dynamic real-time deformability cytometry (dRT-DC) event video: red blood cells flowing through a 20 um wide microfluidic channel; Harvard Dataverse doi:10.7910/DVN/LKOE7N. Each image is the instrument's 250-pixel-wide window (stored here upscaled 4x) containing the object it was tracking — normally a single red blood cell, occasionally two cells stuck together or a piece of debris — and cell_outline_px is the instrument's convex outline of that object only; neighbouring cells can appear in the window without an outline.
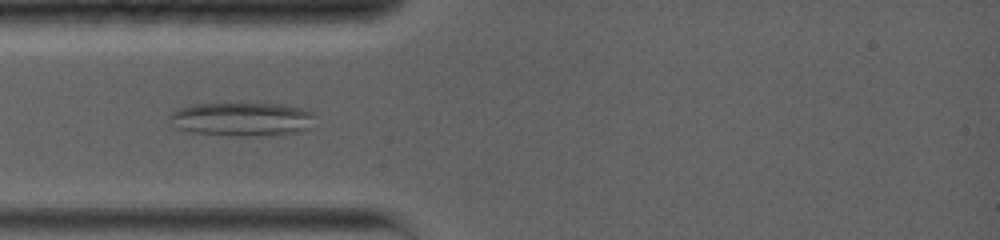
{"species": "common noctule bat (a hibernating species)", "species_latin": "Nyctalus noctula", "temperature_condition": "warm", "stored_images_in_passage": 43, "camera_frame_rate_fps": 5000, "um_per_image_px": 0.085, "animal": {"sex": "female", "body_mass_g": 19.0, "forearm_length_mm": 56.7}, "frame": {"image": 1, "passage_image": 7, "time_ms": 3.8, "image_size_px": [1000, 240], "cell_outline_px": [[316, 112], [308, 128], [296, 132], [256, 136], [244, 136], [188, 132], [176, 128], [168, 120], [168, 116], [176, 108], [192, 104], [280, 104], [300, 108]], "centroid_in_image_um": [20.49, 10.12], "position_along_channel_um": 64.5, "area_um2": 28.5}}
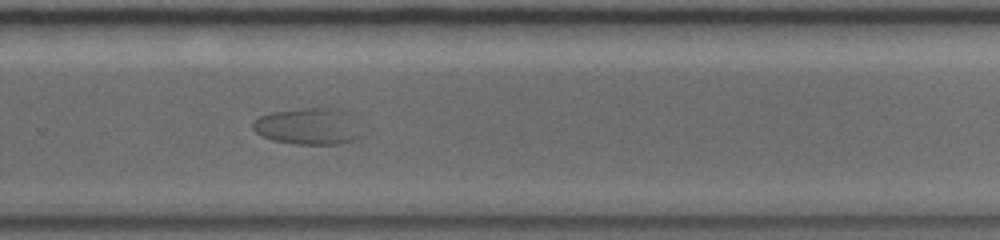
{"frame": {"image": 2, "passage_image": 18, "time_ms": 10.6, "image_size_px": [1000, 240], "cell_outline_px": [[368, 132], [364, 136], [352, 140], [336, 144], [296, 144], [272, 140], [260, 136], [252, 128], [252, 120], [260, 116], [272, 112], [304, 108], [336, 108], [344, 112]], "centroid_in_image_um": [26.23, 10.75], "position_along_channel_um": 303.6, "area_um2": 23.47}}
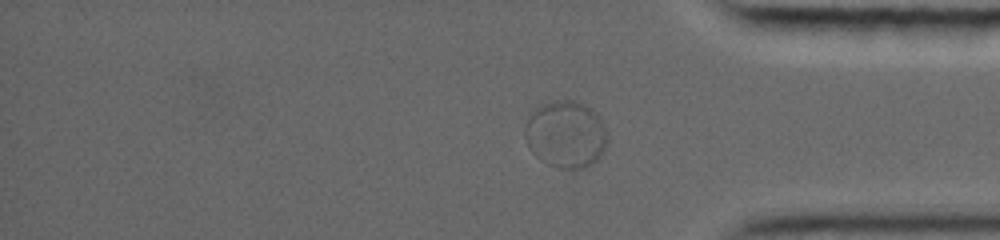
{"frame": {"image": 3, "passage_image": 28, "time_ms": 13.2, "image_size_px": [1000, 240], "cell_outline_px": [[608, 140], [600, 156], [592, 164], [584, 168], [560, 168], [548, 164], [540, 160], [532, 152], [524, 136], [524, 128], [528, 116], [540, 104], [552, 100], [572, 100], [584, 104], [592, 108], [596, 112], [604, 124]], "centroid_in_image_um": [48.08, 11.39], "position_along_channel_um": 387.1, "area_um2": 32.48}}